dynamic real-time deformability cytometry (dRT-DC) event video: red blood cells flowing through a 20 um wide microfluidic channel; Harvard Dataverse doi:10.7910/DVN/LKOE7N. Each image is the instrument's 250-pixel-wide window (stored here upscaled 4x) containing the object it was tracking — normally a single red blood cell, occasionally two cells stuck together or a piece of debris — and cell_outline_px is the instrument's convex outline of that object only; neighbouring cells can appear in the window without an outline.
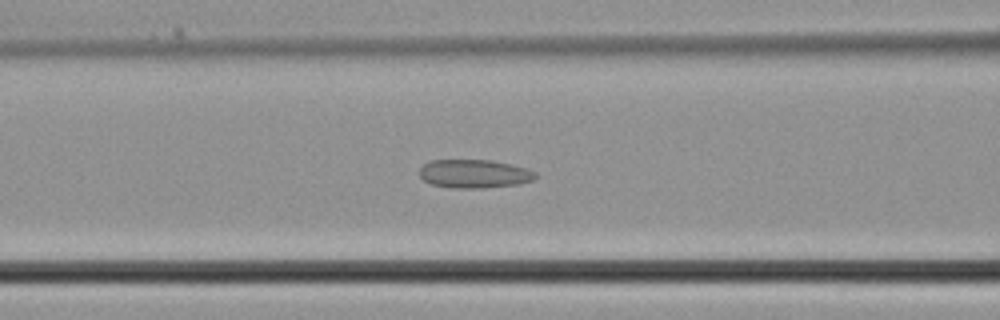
{"species": "common noctule bat (a hibernating species)", "species_latin": "Nyctalus noctula", "temperature_condition": "cold", "stored_images_in_passage": 35, "camera_frame_rate_fps": 3000, "um_per_image_px": 0.085, "animal": {"sex": "male", "body_mass_g": 21.5, "forearm_length_mm": 52.0}, "frame": {"image": 1, "passage_image": 16, "time_ms": 5.0, "image_size_px": [1000, 320], "cell_outline_px": [[536, 176], [532, 180], [516, 184], [484, 188], [452, 188], [432, 184], [424, 180], [420, 176], [420, 168], [424, 164], [432, 160], [492, 160], [512, 164], [536, 172]], "centroid_in_image_um": [40.3, 14.77], "position_along_channel_um": 126.3, "area_um2": 19.13}}
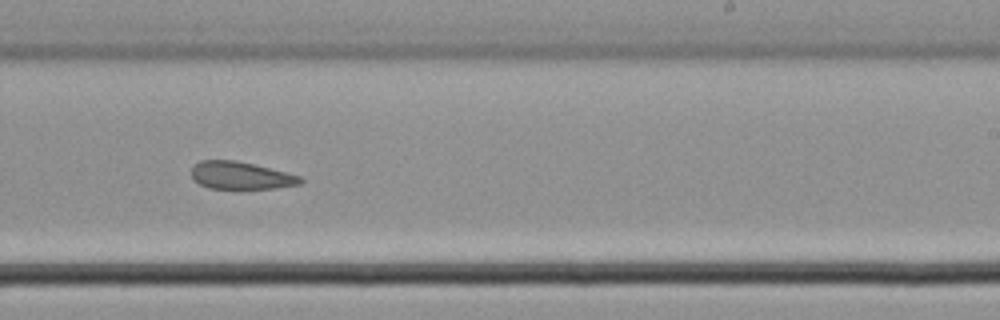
{"frame": {"image": 2, "passage_image": 24, "time_ms": 7.667, "image_size_px": [1000, 320], "cell_outline_px": [[304, 180], [300, 184], [276, 188], [208, 188], [192, 180], [192, 168], [200, 160], [236, 160], [300, 176]], "centroid_in_image_um": [20.44, 14.92], "position_along_channel_um": 268.6, "area_um2": 17.22}}
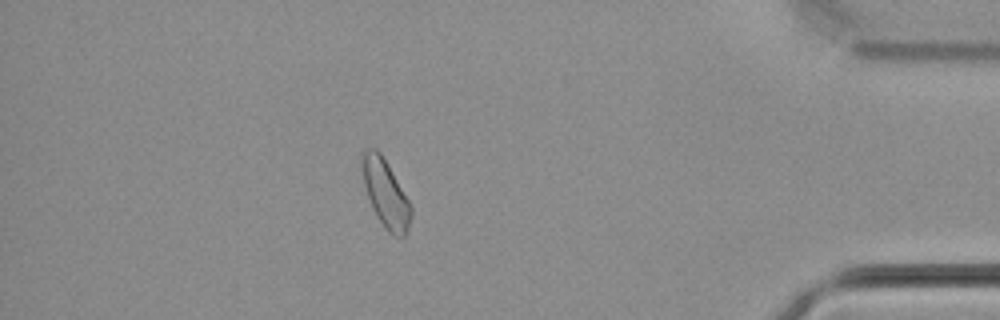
{"frame": {"image": 3, "passage_image": 34, "time_ms": 11.0, "image_size_px": [1000, 320], "cell_outline_px": [[412, 216], [408, 228], [404, 236], [396, 236], [388, 232], [384, 228], [376, 216], [372, 208], [364, 184], [360, 164], [360, 152], [364, 148], [376, 148], [380, 152], [388, 164], [408, 200], [412, 208]], "centroid_in_image_um": [32.73, 16.4], "position_along_channel_um": 402.5, "area_um2": 19.42}}